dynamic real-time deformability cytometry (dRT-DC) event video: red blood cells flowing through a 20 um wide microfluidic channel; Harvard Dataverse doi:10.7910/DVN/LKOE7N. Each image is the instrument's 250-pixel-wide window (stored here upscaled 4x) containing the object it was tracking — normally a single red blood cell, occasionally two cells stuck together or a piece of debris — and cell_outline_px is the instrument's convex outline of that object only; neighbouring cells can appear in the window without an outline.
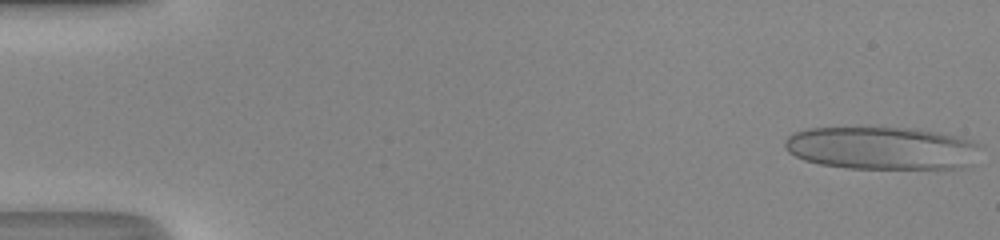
{"species": "human", "species_latin": "Homo sapiens", "temperature_condition": "room temperature", "stored_images_in_passage": 49, "camera_frame_rate_fps": 3000, "um_per_image_px": 0.085, "donor": {"sex": "male"}, "frame": {"image": 1, "passage_image": 1, "time_ms": 0.0, "image_size_px": [1000, 240], "cell_outline_px": [[980, 144], [964, 168], [848, 168], [820, 164], [804, 160], [788, 152], [784, 148], [784, 140], [792, 132], [808, 128], [916, 128], [940, 132], [972, 140]], "centroid_in_image_um": [74.87, 12.57], "position_along_channel_um": 10.1, "area_um2": 48.55}}
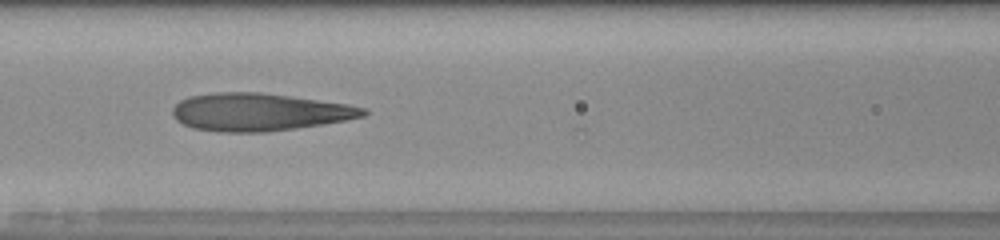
{"frame": {"image": 2, "passage_image": 22, "time_ms": 7.0, "image_size_px": [1000, 240], "cell_outline_px": [[368, 112], [364, 116], [344, 120], [296, 128], [268, 132], [216, 132], [192, 128], [176, 120], [172, 116], [172, 108], [180, 100], [188, 96], [212, 92], [260, 92], [292, 96], [348, 104], [368, 108]], "centroid_in_image_um": [21.99, 9.52], "position_along_channel_um": 144.6, "area_um2": 42.14}}
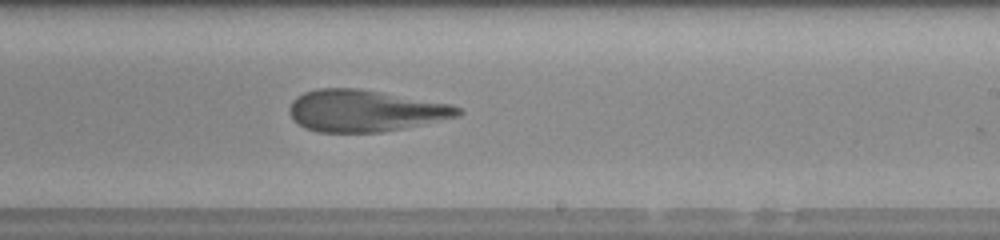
{"frame": {"image": 3, "passage_image": 30, "time_ms": 9.667, "image_size_px": [1000, 240], "cell_outline_px": [[464, 112], [460, 116], [404, 128], [380, 132], [316, 132], [304, 128], [292, 120], [288, 108], [292, 100], [296, 96], [304, 92], [316, 88], [360, 88], [452, 104], [460, 108]], "centroid_in_image_um": [31.0, 9.41], "position_along_channel_um": 258.0, "area_um2": 41.38}, "authors_computed_cell_mechanics": {"area_um2": 42.5408, "velocity_mm_per_s": 4.2708, "shape_relaxation_time_tau1_ms": 5.5387, "shape_relaxation_time_tau2_ms": 0.8315, "deformation_change_tau1": 0.2451, "deformation_change_tau2": 0.0875}}